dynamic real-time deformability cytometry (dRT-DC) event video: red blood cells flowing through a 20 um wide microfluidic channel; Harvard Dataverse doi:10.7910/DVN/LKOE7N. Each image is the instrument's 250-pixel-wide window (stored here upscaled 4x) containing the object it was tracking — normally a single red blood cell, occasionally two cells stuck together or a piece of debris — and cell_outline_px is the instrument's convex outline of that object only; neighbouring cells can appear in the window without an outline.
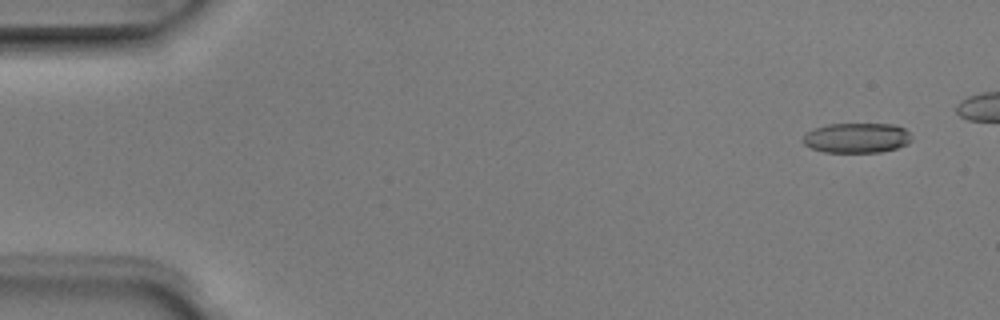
{"species": "Egyptian fruit bat (a non-hibernating species)", "species_latin": "Rousettus aegyptiacus", "temperature_condition": "room temperature", "stored_images_in_passage": 4, "camera_frame_rate_fps": 3000, "um_per_image_px": 0.085, "animal": {"sex": "male"}, "frame": {"image": 1, "passage_image": 1, "time_ms": 0.0, "image_size_px": [1000, 320], "cell_outline_px": [[912, 140], [908, 144], [896, 148], [880, 152], [824, 152], [812, 148], [804, 144], [804, 136], [808, 132], [816, 128], [828, 124], [892, 124], [904, 128], [912, 136]], "centroid_in_image_um": [72.87, 11.72], "position_along_channel_um": 12.1, "area_um2": 18.84}}